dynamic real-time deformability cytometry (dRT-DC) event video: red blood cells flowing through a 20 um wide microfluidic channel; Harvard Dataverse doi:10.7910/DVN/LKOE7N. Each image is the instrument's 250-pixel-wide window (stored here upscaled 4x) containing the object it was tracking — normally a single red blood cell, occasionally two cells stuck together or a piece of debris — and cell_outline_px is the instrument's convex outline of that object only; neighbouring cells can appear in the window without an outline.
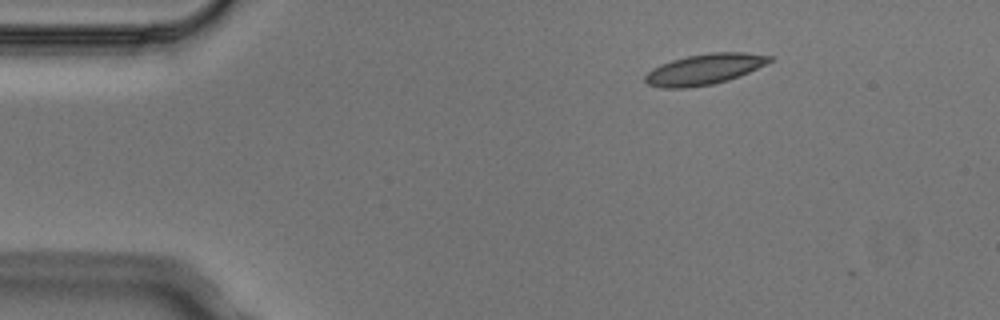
{"species": "Egyptian fruit bat (a non-hibernating species)", "species_latin": "Rousettus aegyptiacus", "temperature_condition": "cold", "stored_images_in_passage": 2, "camera_frame_rate_fps": 3000, "um_per_image_px": 0.085, "animal": {"sex": "male"}, "frame": {"image": 1, "passage_image": 2, "time_ms": 0.333, "image_size_px": [1000, 320], "cell_outline_px": [[772, 60], [748, 72], [728, 80], [712, 84], [684, 88], [660, 88], [648, 84], [644, 80], [644, 76], [652, 68], [660, 64], [672, 60], [688, 56], [708, 52], [744, 52], [772, 56]], "centroid_in_image_um": [59.82, 5.88], "position_along_channel_um": 25.2, "area_um2": 22.08}}